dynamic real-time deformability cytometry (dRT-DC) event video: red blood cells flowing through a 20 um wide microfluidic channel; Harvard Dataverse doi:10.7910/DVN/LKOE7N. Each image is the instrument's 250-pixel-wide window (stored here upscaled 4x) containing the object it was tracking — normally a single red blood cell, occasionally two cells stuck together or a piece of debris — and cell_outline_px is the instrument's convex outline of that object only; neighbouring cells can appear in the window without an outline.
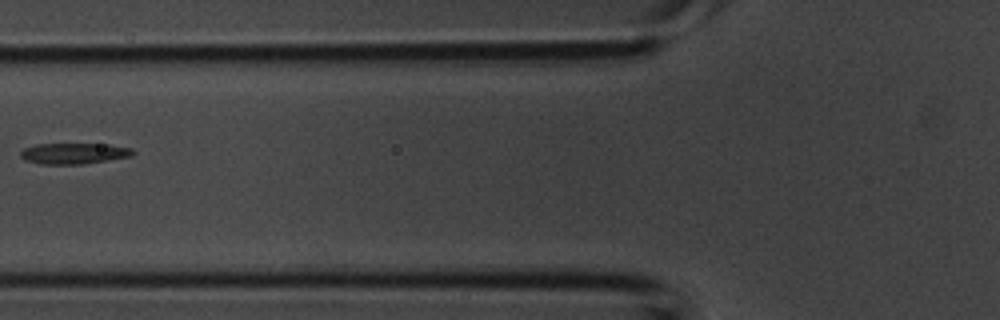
{"species": "common noctule bat (a hibernating species)", "species_latin": "Nyctalus noctula", "temperature_condition": "room temperature", "stored_images_in_passage": 2, "camera_frame_rate_fps": 3000, "um_per_image_px": 0.085, "animal": {"sex": "male", "body_mass_g": 20.1, "forearm_length_mm": 53.5}, "frame": {"image": 1, "passage_image": 2, "time_ms": 0.333, "image_size_px": [1000, 320], "cell_outline_px": [[136, 152], [132, 156], [108, 160], [80, 164], [40, 164], [24, 160], [20, 156], [20, 152], [24, 148], [36, 144], [108, 144], [132, 148]], "centroid_in_image_um": [6.28, 13.04], "position_along_channel_um": 119.5, "area_um2": 13.76}}